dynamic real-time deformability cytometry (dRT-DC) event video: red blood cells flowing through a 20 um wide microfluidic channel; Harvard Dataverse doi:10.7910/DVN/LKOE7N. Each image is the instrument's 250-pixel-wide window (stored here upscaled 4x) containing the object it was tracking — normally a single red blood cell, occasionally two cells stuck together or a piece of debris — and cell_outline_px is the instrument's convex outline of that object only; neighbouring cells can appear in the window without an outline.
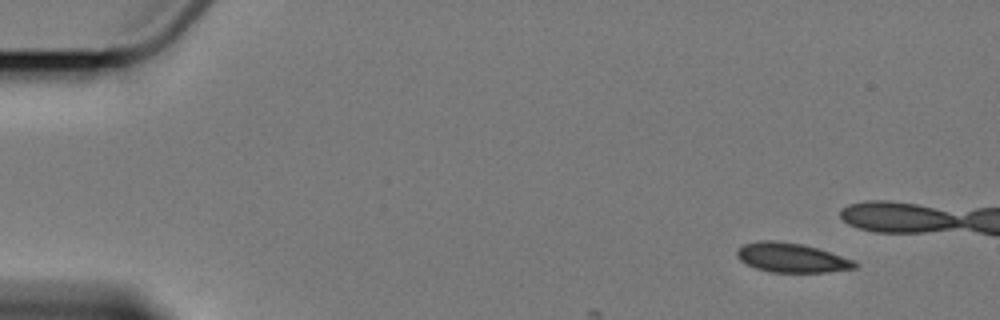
{"species": "Egyptian fruit bat (a non-hibernating species)", "species_latin": "Rousettus aegyptiacus", "temperature_condition": "cold", "stored_images_in_passage": 4, "camera_frame_rate_fps": 3000, "um_per_image_px": 0.085, "animal": {"sex": "female"}, "frame": {"image": 1, "passage_image": 1, "time_ms": 0.0, "image_size_px": [1000, 320], "cell_outline_px": [[856, 268], [828, 272], [772, 272], [756, 268], [744, 264], [736, 256], [736, 248], [744, 244], [760, 240], [776, 240], [804, 244], [852, 260], [856, 264]], "centroid_in_image_um": [67.19, 21.9], "position_along_channel_um": 17.8, "area_um2": 20.11}}
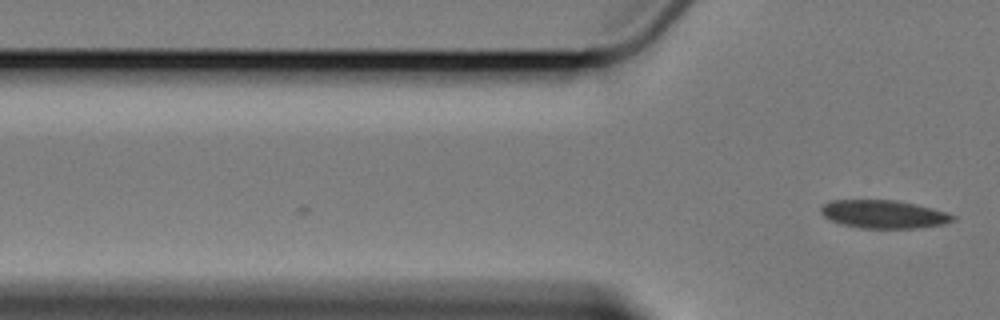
{"frame": {"image": 2, "passage_image": 4, "time_ms": 3.667, "image_size_px": [1000, 320], "cell_outline_px": [[956, 220], [944, 224], [920, 228], [860, 228], [840, 224], [828, 220], [820, 212], [820, 208], [824, 204], [832, 200], [896, 200], [932, 208], [956, 216]], "centroid_in_image_um": [75.1, 18.22], "position_along_channel_um": 50.7, "area_um2": 21.73}}